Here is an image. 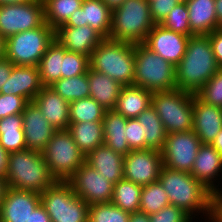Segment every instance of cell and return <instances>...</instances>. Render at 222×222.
<instances>
[{
    "label": "cell",
    "mask_w": 222,
    "mask_h": 222,
    "mask_svg": "<svg viewBox=\"0 0 222 222\" xmlns=\"http://www.w3.org/2000/svg\"><path fill=\"white\" fill-rule=\"evenodd\" d=\"M220 68L209 37L190 36L186 52L175 67L176 88L196 94Z\"/></svg>",
    "instance_id": "6da1fadb"
},
{
    "label": "cell",
    "mask_w": 222,
    "mask_h": 222,
    "mask_svg": "<svg viewBox=\"0 0 222 222\" xmlns=\"http://www.w3.org/2000/svg\"><path fill=\"white\" fill-rule=\"evenodd\" d=\"M158 181L168 195L170 205L182 208L192 218L209 216L211 191L195 179L191 173L162 166ZM203 214V215H202Z\"/></svg>",
    "instance_id": "7a4b0ae2"
},
{
    "label": "cell",
    "mask_w": 222,
    "mask_h": 222,
    "mask_svg": "<svg viewBox=\"0 0 222 222\" xmlns=\"http://www.w3.org/2000/svg\"><path fill=\"white\" fill-rule=\"evenodd\" d=\"M5 180L10 188L39 194L56 182L42 152L30 149L8 153Z\"/></svg>",
    "instance_id": "3957f363"
},
{
    "label": "cell",
    "mask_w": 222,
    "mask_h": 222,
    "mask_svg": "<svg viewBox=\"0 0 222 222\" xmlns=\"http://www.w3.org/2000/svg\"><path fill=\"white\" fill-rule=\"evenodd\" d=\"M90 68L106 74L122 86L133 85L135 44L104 39L92 52Z\"/></svg>",
    "instance_id": "277c9868"
},
{
    "label": "cell",
    "mask_w": 222,
    "mask_h": 222,
    "mask_svg": "<svg viewBox=\"0 0 222 222\" xmlns=\"http://www.w3.org/2000/svg\"><path fill=\"white\" fill-rule=\"evenodd\" d=\"M147 0H125L112 12V27L109 39L131 44L144 43L155 26Z\"/></svg>",
    "instance_id": "5b68a950"
},
{
    "label": "cell",
    "mask_w": 222,
    "mask_h": 222,
    "mask_svg": "<svg viewBox=\"0 0 222 222\" xmlns=\"http://www.w3.org/2000/svg\"><path fill=\"white\" fill-rule=\"evenodd\" d=\"M133 85L151 92L175 89V67L143 43L135 44Z\"/></svg>",
    "instance_id": "8992f818"
},
{
    "label": "cell",
    "mask_w": 222,
    "mask_h": 222,
    "mask_svg": "<svg viewBox=\"0 0 222 222\" xmlns=\"http://www.w3.org/2000/svg\"><path fill=\"white\" fill-rule=\"evenodd\" d=\"M167 134L193 129V94L178 88L153 92L151 104Z\"/></svg>",
    "instance_id": "52a82bcc"
},
{
    "label": "cell",
    "mask_w": 222,
    "mask_h": 222,
    "mask_svg": "<svg viewBox=\"0 0 222 222\" xmlns=\"http://www.w3.org/2000/svg\"><path fill=\"white\" fill-rule=\"evenodd\" d=\"M54 40L55 30L45 22L36 29L6 38L4 56L17 66H38Z\"/></svg>",
    "instance_id": "ba28073f"
},
{
    "label": "cell",
    "mask_w": 222,
    "mask_h": 222,
    "mask_svg": "<svg viewBox=\"0 0 222 222\" xmlns=\"http://www.w3.org/2000/svg\"><path fill=\"white\" fill-rule=\"evenodd\" d=\"M40 197L51 222H89V205L67 181H56Z\"/></svg>",
    "instance_id": "9c48e42d"
},
{
    "label": "cell",
    "mask_w": 222,
    "mask_h": 222,
    "mask_svg": "<svg viewBox=\"0 0 222 222\" xmlns=\"http://www.w3.org/2000/svg\"><path fill=\"white\" fill-rule=\"evenodd\" d=\"M42 154L56 181H67L85 162V156L67 129L56 130Z\"/></svg>",
    "instance_id": "30bf717a"
},
{
    "label": "cell",
    "mask_w": 222,
    "mask_h": 222,
    "mask_svg": "<svg viewBox=\"0 0 222 222\" xmlns=\"http://www.w3.org/2000/svg\"><path fill=\"white\" fill-rule=\"evenodd\" d=\"M45 23L44 3L30 0L22 4L0 5V34L6 39Z\"/></svg>",
    "instance_id": "8fae6325"
},
{
    "label": "cell",
    "mask_w": 222,
    "mask_h": 222,
    "mask_svg": "<svg viewBox=\"0 0 222 222\" xmlns=\"http://www.w3.org/2000/svg\"><path fill=\"white\" fill-rule=\"evenodd\" d=\"M201 144L193 130L167 134L161 150L163 166L191 173Z\"/></svg>",
    "instance_id": "7c38bea8"
},
{
    "label": "cell",
    "mask_w": 222,
    "mask_h": 222,
    "mask_svg": "<svg viewBox=\"0 0 222 222\" xmlns=\"http://www.w3.org/2000/svg\"><path fill=\"white\" fill-rule=\"evenodd\" d=\"M67 182L71 185L73 192L88 205L111 202L114 184L86 162Z\"/></svg>",
    "instance_id": "4fadbf2b"
},
{
    "label": "cell",
    "mask_w": 222,
    "mask_h": 222,
    "mask_svg": "<svg viewBox=\"0 0 222 222\" xmlns=\"http://www.w3.org/2000/svg\"><path fill=\"white\" fill-rule=\"evenodd\" d=\"M163 160L155 149L131 150L124 155V179L140 186L158 181Z\"/></svg>",
    "instance_id": "5bb4252c"
},
{
    "label": "cell",
    "mask_w": 222,
    "mask_h": 222,
    "mask_svg": "<svg viewBox=\"0 0 222 222\" xmlns=\"http://www.w3.org/2000/svg\"><path fill=\"white\" fill-rule=\"evenodd\" d=\"M189 38L155 24L143 44L176 67L186 52Z\"/></svg>",
    "instance_id": "9a60e30c"
},
{
    "label": "cell",
    "mask_w": 222,
    "mask_h": 222,
    "mask_svg": "<svg viewBox=\"0 0 222 222\" xmlns=\"http://www.w3.org/2000/svg\"><path fill=\"white\" fill-rule=\"evenodd\" d=\"M89 25L104 39H109L112 27V11L102 0H83L81 7L74 11L60 27H81Z\"/></svg>",
    "instance_id": "2e32d148"
},
{
    "label": "cell",
    "mask_w": 222,
    "mask_h": 222,
    "mask_svg": "<svg viewBox=\"0 0 222 222\" xmlns=\"http://www.w3.org/2000/svg\"><path fill=\"white\" fill-rule=\"evenodd\" d=\"M40 203L39 193L8 187L0 206V222H27Z\"/></svg>",
    "instance_id": "e0dca14e"
},
{
    "label": "cell",
    "mask_w": 222,
    "mask_h": 222,
    "mask_svg": "<svg viewBox=\"0 0 222 222\" xmlns=\"http://www.w3.org/2000/svg\"><path fill=\"white\" fill-rule=\"evenodd\" d=\"M22 116L26 149L42 152L56 130L33 101L26 105Z\"/></svg>",
    "instance_id": "ac0fdd59"
},
{
    "label": "cell",
    "mask_w": 222,
    "mask_h": 222,
    "mask_svg": "<svg viewBox=\"0 0 222 222\" xmlns=\"http://www.w3.org/2000/svg\"><path fill=\"white\" fill-rule=\"evenodd\" d=\"M220 173L222 175V156L211 144H201L191 174L213 192L220 190Z\"/></svg>",
    "instance_id": "d6986e66"
},
{
    "label": "cell",
    "mask_w": 222,
    "mask_h": 222,
    "mask_svg": "<svg viewBox=\"0 0 222 222\" xmlns=\"http://www.w3.org/2000/svg\"><path fill=\"white\" fill-rule=\"evenodd\" d=\"M222 129V108L212 106L193 94V131L202 144H211Z\"/></svg>",
    "instance_id": "ffe728a7"
},
{
    "label": "cell",
    "mask_w": 222,
    "mask_h": 222,
    "mask_svg": "<svg viewBox=\"0 0 222 222\" xmlns=\"http://www.w3.org/2000/svg\"><path fill=\"white\" fill-rule=\"evenodd\" d=\"M55 40L69 52L87 55L89 58L104 38L89 25L58 27Z\"/></svg>",
    "instance_id": "44dd1931"
},
{
    "label": "cell",
    "mask_w": 222,
    "mask_h": 222,
    "mask_svg": "<svg viewBox=\"0 0 222 222\" xmlns=\"http://www.w3.org/2000/svg\"><path fill=\"white\" fill-rule=\"evenodd\" d=\"M43 87L38 66L14 65L5 90H0V93L22 96L32 102Z\"/></svg>",
    "instance_id": "7402d4cb"
},
{
    "label": "cell",
    "mask_w": 222,
    "mask_h": 222,
    "mask_svg": "<svg viewBox=\"0 0 222 222\" xmlns=\"http://www.w3.org/2000/svg\"><path fill=\"white\" fill-rule=\"evenodd\" d=\"M33 102L41 110L45 119L55 130L68 129L69 102L64 100L58 93L49 86H44L35 96Z\"/></svg>",
    "instance_id": "603a6c76"
},
{
    "label": "cell",
    "mask_w": 222,
    "mask_h": 222,
    "mask_svg": "<svg viewBox=\"0 0 222 222\" xmlns=\"http://www.w3.org/2000/svg\"><path fill=\"white\" fill-rule=\"evenodd\" d=\"M85 162L113 184L124 177V156L105 144L88 154Z\"/></svg>",
    "instance_id": "cb8c5ba5"
},
{
    "label": "cell",
    "mask_w": 222,
    "mask_h": 222,
    "mask_svg": "<svg viewBox=\"0 0 222 222\" xmlns=\"http://www.w3.org/2000/svg\"><path fill=\"white\" fill-rule=\"evenodd\" d=\"M90 96L105 110H114L122 85L106 74L97 72L90 67L87 70Z\"/></svg>",
    "instance_id": "d4e9b609"
},
{
    "label": "cell",
    "mask_w": 222,
    "mask_h": 222,
    "mask_svg": "<svg viewBox=\"0 0 222 222\" xmlns=\"http://www.w3.org/2000/svg\"><path fill=\"white\" fill-rule=\"evenodd\" d=\"M189 26L195 35H208L218 29L215 0H188Z\"/></svg>",
    "instance_id": "484cf974"
},
{
    "label": "cell",
    "mask_w": 222,
    "mask_h": 222,
    "mask_svg": "<svg viewBox=\"0 0 222 222\" xmlns=\"http://www.w3.org/2000/svg\"><path fill=\"white\" fill-rule=\"evenodd\" d=\"M152 94L142 87L123 86L114 110L127 119L137 118L152 104Z\"/></svg>",
    "instance_id": "4316f807"
},
{
    "label": "cell",
    "mask_w": 222,
    "mask_h": 222,
    "mask_svg": "<svg viewBox=\"0 0 222 222\" xmlns=\"http://www.w3.org/2000/svg\"><path fill=\"white\" fill-rule=\"evenodd\" d=\"M103 122L104 144L115 152L127 155L131 150L126 140L127 118L115 110H106Z\"/></svg>",
    "instance_id": "83f0119b"
},
{
    "label": "cell",
    "mask_w": 222,
    "mask_h": 222,
    "mask_svg": "<svg viewBox=\"0 0 222 222\" xmlns=\"http://www.w3.org/2000/svg\"><path fill=\"white\" fill-rule=\"evenodd\" d=\"M67 130L85 157L104 144L102 121L70 123Z\"/></svg>",
    "instance_id": "f1b7e54d"
},
{
    "label": "cell",
    "mask_w": 222,
    "mask_h": 222,
    "mask_svg": "<svg viewBox=\"0 0 222 222\" xmlns=\"http://www.w3.org/2000/svg\"><path fill=\"white\" fill-rule=\"evenodd\" d=\"M0 145L7 153L26 150L22 114L0 119Z\"/></svg>",
    "instance_id": "f546056e"
},
{
    "label": "cell",
    "mask_w": 222,
    "mask_h": 222,
    "mask_svg": "<svg viewBox=\"0 0 222 222\" xmlns=\"http://www.w3.org/2000/svg\"><path fill=\"white\" fill-rule=\"evenodd\" d=\"M67 50L56 40L47 48L39 64V74L43 86H51L62 78V61Z\"/></svg>",
    "instance_id": "4dcf8cb0"
},
{
    "label": "cell",
    "mask_w": 222,
    "mask_h": 222,
    "mask_svg": "<svg viewBox=\"0 0 222 222\" xmlns=\"http://www.w3.org/2000/svg\"><path fill=\"white\" fill-rule=\"evenodd\" d=\"M137 120L143 126V136L146 140V149L161 151L164 147L167 133L155 108L150 105L137 117Z\"/></svg>",
    "instance_id": "1f68e13d"
},
{
    "label": "cell",
    "mask_w": 222,
    "mask_h": 222,
    "mask_svg": "<svg viewBox=\"0 0 222 222\" xmlns=\"http://www.w3.org/2000/svg\"><path fill=\"white\" fill-rule=\"evenodd\" d=\"M142 189L143 186L123 178L114 184L111 202L130 214L139 212Z\"/></svg>",
    "instance_id": "d6a6232c"
},
{
    "label": "cell",
    "mask_w": 222,
    "mask_h": 222,
    "mask_svg": "<svg viewBox=\"0 0 222 222\" xmlns=\"http://www.w3.org/2000/svg\"><path fill=\"white\" fill-rule=\"evenodd\" d=\"M49 87L69 103L90 96L87 73L71 78H61Z\"/></svg>",
    "instance_id": "836d02e7"
},
{
    "label": "cell",
    "mask_w": 222,
    "mask_h": 222,
    "mask_svg": "<svg viewBox=\"0 0 222 222\" xmlns=\"http://www.w3.org/2000/svg\"><path fill=\"white\" fill-rule=\"evenodd\" d=\"M45 22L54 30L64 25L70 15L81 7L83 0H42Z\"/></svg>",
    "instance_id": "e575fe53"
},
{
    "label": "cell",
    "mask_w": 222,
    "mask_h": 222,
    "mask_svg": "<svg viewBox=\"0 0 222 222\" xmlns=\"http://www.w3.org/2000/svg\"><path fill=\"white\" fill-rule=\"evenodd\" d=\"M105 109L93 98L78 99L69 104L70 123L102 121Z\"/></svg>",
    "instance_id": "d590c367"
},
{
    "label": "cell",
    "mask_w": 222,
    "mask_h": 222,
    "mask_svg": "<svg viewBox=\"0 0 222 222\" xmlns=\"http://www.w3.org/2000/svg\"><path fill=\"white\" fill-rule=\"evenodd\" d=\"M168 205V195L159 181L143 186L139 212L151 215Z\"/></svg>",
    "instance_id": "8d00e7d4"
},
{
    "label": "cell",
    "mask_w": 222,
    "mask_h": 222,
    "mask_svg": "<svg viewBox=\"0 0 222 222\" xmlns=\"http://www.w3.org/2000/svg\"><path fill=\"white\" fill-rule=\"evenodd\" d=\"M130 213L112 202L89 205V222H129Z\"/></svg>",
    "instance_id": "74e56055"
},
{
    "label": "cell",
    "mask_w": 222,
    "mask_h": 222,
    "mask_svg": "<svg viewBox=\"0 0 222 222\" xmlns=\"http://www.w3.org/2000/svg\"><path fill=\"white\" fill-rule=\"evenodd\" d=\"M166 29L187 36H194L189 26L188 9L186 3L178 2L170 13L160 23Z\"/></svg>",
    "instance_id": "f35d334b"
},
{
    "label": "cell",
    "mask_w": 222,
    "mask_h": 222,
    "mask_svg": "<svg viewBox=\"0 0 222 222\" xmlns=\"http://www.w3.org/2000/svg\"><path fill=\"white\" fill-rule=\"evenodd\" d=\"M196 95L205 103L222 108V68H220Z\"/></svg>",
    "instance_id": "ab89813d"
},
{
    "label": "cell",
    "mask_w": 222,
    "mask_h": 222,
    "mask_svg": "<svg viewBox=\"0 0 222 222\" xmlns=\"http://www.w3.org/2000/svg\"><path fill=\"white\" fill-rule=\"evenodd\" d=\"M89 67L90 61L87 55L67 51L62 61V78L86 74Z\"/></svg>",
    "instance_id": "60d3db41"
},
{
    "label": "cell",
    "mask_w": 222,
    "mask_h": 222,
    "mask_svg": "<svg viewBox=\"0 0 222 222\" xmlns=\"http://www.w3.org/2000/svg\"><path fill=\"white\" fill-rule=\"evenodd\" d=\"M150 222H193V218L182 208L168 205L149 215Z\"/></svg>",
    "instance_id": "b9f144b4"
},
{
    "label": "cell",
    "mask_w": 222,
    "mask_h": 222,
    "mask_svg": "<svg viewBox=\"0 0 222 222\" xmlns=\"http://www.w3.org/2000/svg\"><path fill=\"white\" fill-rule=\"evenodd\" d=\"M29 101L22 97L0 93V119L9 115L22 114Z\"/></svg>",
    "instance_id": "7bdbcfd3"
},
{
    "label": "cell",
    "mask_w": 222,
    "mask_h": 222,
    "mask_svg": "<svg viewBox=\"0 0 222 222\" xmlns=\"http://www.w3.org/2000/svg\"><path fill=\"white\" fill-rule=\"evenodd\" d=\"M126 140L130 150L146 149V140L143 136V126L137 118L127 119Z\"/></svg>",
    "instance_id": "ee69618b"
},
{
    "label": "cell",
    "mask_w": 222,
    "mask_h": 222,
    "mask_svg": "<svg viewBox=\"0 0 222 222\" xmlns=\"http://www.w3.org/2000/svg\"><path fill=\"white\" fill-rule=\"evenodd\" d=\"M178 3L177 0H153L149 2L150 14L152 20L156 24H160L162 20L170 13V11Z\"/></svg>",
    "instance_id": "f6af8a7d"
},
{
    "label": "cell",
    "mask_w": 222,
    "mask_h": 222,
    "mask_svg": "<svg viewBox=\"0 0 222 222\" xmlns=\"http://www.w3.org/2000/svg\"><path fill=\"white\" fill-rule=\"evenodd\" d=\"M207 222H222V189L211 192Z\"/></svg>",
    "instance_id": "bcb514c9"
},
{
    "label": "cell",
    "mask_w": 222,
    "mask_h": 222,
    "mask_svg": "<svg viewBox=\"0 0 222 222\" xmlns=\"http://www.w3.org/2000/svg\"><path fill=\"white\" fill-rule=\"evenodd\" d=\"M207 36L211 42L216 62L222 68V28L214 30Z\"/></svg>",
    "instance_id": "7dc6e473"
},
{
    "label": "cell",
    "mask_w": 222,
    "mask_h": 222,
    "mask_svg": "<svg viewBox=\"0 0 222 222\" xmlns=\"http://www.w3.org/2000/svg\"><path fill=\"white\" fill-rule=\"evenodd\" d=\"M14 64L5 56L0 58V90H5V83L10 77Z\"/></svg>",
    "instance_id": "c3c4849f"
},
{
    "label": "cell",
    "mask_w": 222,
    "mask_h": 222,
    "mask_svg": "<svg viewBox=\"0 0 222 222\" xmlns=\"http://www.w3.org/2000/svg\"><path fill=\"white\" fill-rule=\"evenodd\" d=\"M27 222H51L50 216L46 213L44 206L40 203L32 212Z\"/></svg>",
    "instance_id": "681fc988"
},
{
    "label": "cell",
    "mask_w": 222,
    "mask_h": 222,
    "mask_svg": "<svg viewBox=\"0 0 222 222\" xmlns=\"http://www.w3.org/2000/svg\"><path fill=\"white\" fill-rule=\"evenodd\" d=\"M7 158L8 153L0 145V177L5 178V173L7 169Z\"/></svg>",
    "instance_id": "f907efd6"
},
{
    "label": "cell",
    "mask_w": 222,
    "mask_h": 222,
    "mask_svg": "<svg viewBox=\"0 0 222 222\" xmlns=\"http://www.w3.org/2000/svg\"><path fill=\"white\" fill-rule=\"evenodd\" d=\"M129 222H150L149 215L141 212L130 214Z\"/></svg>",
    "instance_id": "816d5d0a"
},
{
    "label": "cell",
    "mask_w": 222,
    "mask_h": 222,
    "mask_svg": "<svg viewBox=\"0 0 222 222\" xmlns=\"http://www.w3.org/2000/svg\"><path fill=\"white\" fill-rule=\"evenodd\" d=\"M215 9L219 29L222 28V0H215Z\"/></svg>",
    "instance_id": "f5cc1de1"
},
{
    "label": "cell",
    "mask_w": 222,
    "mask_h": 222,
    "mask_svg": "<svg viewBox=\"0 0 222 222\" xmlns=\"http://www.w3.org/2000/svg\"><path fill=\"white\" fill-rule=\"evenodd\" d=\"M103 3L113 12L119 8L125 0H102Z\"/></svg>",
    "instance_id": "db71d44e"
},
{
    "label": "cell",
    "mask_w": 222,
    "mask_h": 222,
    "mask_svg": "<svg viewBox=\"0 0 222 222\" xmlns=\"http://www.w3.org/2000/svg\"><path fill=\"white\" fill-rule=\"evenodd\" d=\"M211 145L220 153L222 156V129L220 130L219 134L215 137L212 141Z\"/></svg>",
    "instance_id": "11a10c76"
},
{
    "label": "cell",
    "mask_w": 222,
    "mask_h": 222,
    "mask_svg": "<svg viewBox=\"0 0 222 222\" xmlns=\"http://www.w3.org/2000/svg\"><path fill=\"white\" fill-rule=\"evenodd\" d=\"M7 188H8L7 181L5 180V178L0 177V206L4 199Z\"/></svg>",
    "instance_id": "9f6ffc18"
},
{
    "label": "cell",
    "mask_w": 222,
    "mask_h": 222,
    "mask_svg": "<svg viewBox=\"0 0 222 222\" xmlns=\"http://www.w3.org/2000/svg\"><path fill=\"white\" fill-rule=\"evenodd\" d=\"M30 0H0V5L4 4H22Z\"/></svg>",
    "instance_id": "6f0895ef"
},
{
    "label": "cell",
    "mask_w": 222,
    "mask_h": 222,
    "mask_svg": "<svg viewBox=\"0 0 222 222\" xmlns=\"http://www.w3.org/2000/svg\"><path fill=\"white\" fill-rule=\"evenodd\" d=\"M5 54V38L0 34V58Z\"/></svg>",
    "instance_id": "680465c9"
},
{
    "label": "cell",
    "mask_w": 222,
    "mask_h": 222,
    "mask_svg": "<svg viewBox=\"0 0 222 222\" xmlns=\"http://www.w3.org/2000/svg\"><path fill=\"white\" fill-rule=\"evenodd\" d=\"M177 1L180 3H187L188 2V0H177Z\"/></svg>",
    "instance_id": "91938a15"
}]
</instances>
